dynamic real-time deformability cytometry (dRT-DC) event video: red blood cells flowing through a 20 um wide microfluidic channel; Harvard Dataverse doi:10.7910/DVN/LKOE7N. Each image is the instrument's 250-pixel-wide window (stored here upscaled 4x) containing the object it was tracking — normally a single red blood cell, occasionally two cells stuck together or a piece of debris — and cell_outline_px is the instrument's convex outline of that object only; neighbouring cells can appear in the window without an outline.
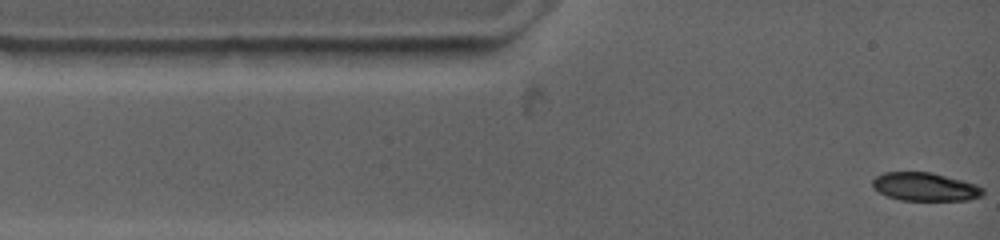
{"species": "common noctule bat (a hibernating species)", "species_latin": "Nyctalus noctula", "temperature_condition": "warm", "stored_images_in_passage": 6, "camera_frame_rate_fps": 4500, "um_per_image_px": 0.085, "animal": {"sex": "female", "body_mass_g": 19.0, "forearm_length_mm": 53.3}, "frame": {"image": 1, "passage_image": 1, "time_ms": 0.0, "image_size_px": [1000, 240], "cell_outline_px": [[984, 192], [980, 196], [968, 200], [900, 200], [888, 196], [880, 192], [872, 184], [872, 180], [876, 176], [884, 172], [932, 172], [976, 184], [984, 188]], "centroid_in_image_um": [78.64, 15.87], "position_along_channel_um": 6.4, "area_um2": 18.09}}
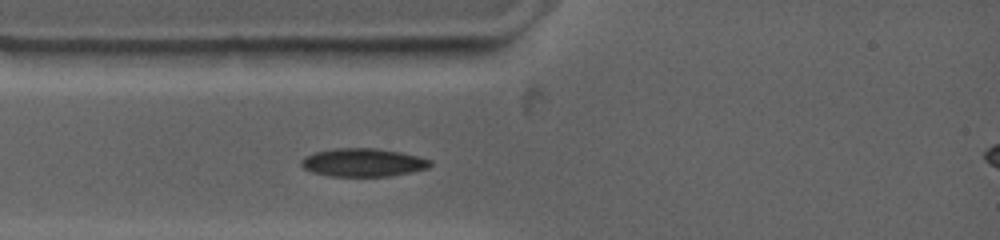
{"frame": {"image": 2, "passage_image": 6, "time_ms": 2.444, "image_size_px": [1000, 240], "cell_outline_px": [[432, 164], [428, 168], [388, 176], [332, 176], [312, 172], [304, 168], [300, 164], [300, 160], [304, 156], [316, 152], [336, 148], [376, 148], [400, 152], [432, 160]], "centroid_in_image_um": [30.83, 13.8], "position_along_channel_um": 54.2, "area_um2": 21.04}}